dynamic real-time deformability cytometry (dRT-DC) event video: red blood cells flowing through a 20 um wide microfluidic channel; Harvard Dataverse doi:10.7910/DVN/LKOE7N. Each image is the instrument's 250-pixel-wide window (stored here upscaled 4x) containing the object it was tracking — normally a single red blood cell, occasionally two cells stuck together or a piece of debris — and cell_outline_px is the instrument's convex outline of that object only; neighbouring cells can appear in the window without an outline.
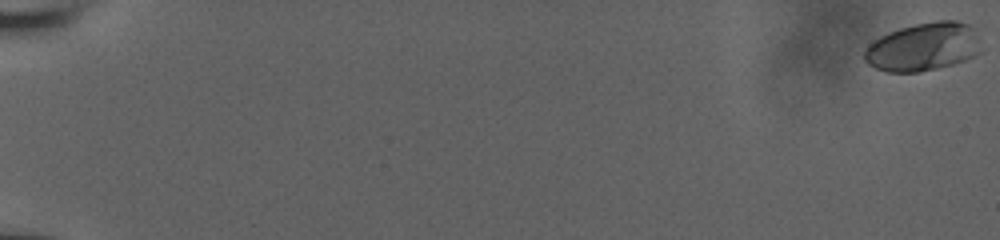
{"species": "human", "species_latin": "Homo sapiens", "temperature_condition": "room temperature", "stored_images_in_passage": 32, "camera_frame_rate_fps": 3000, "um_per_image_px": 0.085, "donor": {"sex": "male"}, "frame": {"image": 1, "passage_image": 1, "time_ms": 0.0, "image_size_px": [1000, 240], "cell_outline_px": [[980, 52], [964, 60], [952, 64], [936, 68], [916, 72], [888, 72], [876, 68], [868, 64], [864, 60], [864, 52], [868, 44], [880, 36], [888, 32], [900, 28], [916, 24], [936, 20], [956, 20], [968, 24], [972, 28], [976, 36]], "centroid_in_image_um": [78.42, 3.98], "position_along_channel_um": 6.6, "area_um2": 32.48}}
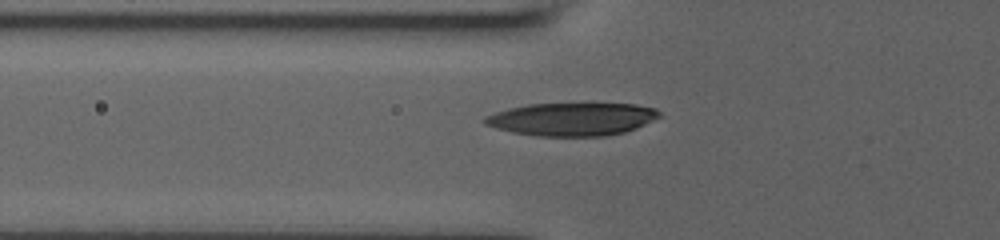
{"frame": {"image": 2, "passage_image": 28, "time_ms": 8.0, "image_size_px": [1000, 240], "cell_outline_px": [[664, 116], [636, 128], [624, 132], [604, 136], [536, 136], [512, 132], [496, 128], [484, 124], [480, 120], [484, 116], [508, 108], [528, 104], [636, 104], [656, 108]], "centroid_in_image_um": [48.62, 10.13], "position_along_channel_um": 77.2, "area_um2": 33.76}}
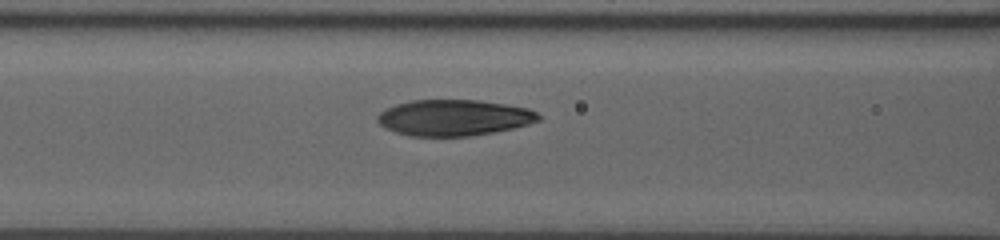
{"frame": {"image": 3, "passage_image": 32, "time_ms": 9.333, "image_size_px": [1000, 240], "cell_outline_px": [[540, 120], [528, 124], [512, 128], [472, 136], [408, 136], [384, 128], [376, 120], [376, 116], [380, 112], [396, 104], [412, 100], [480, 100], [528, 108], [536, 112], [540, 116]], "centroid_in_image_um": [38.55, 10.0], "position_along_channel_um": 128.0, "area_um2": 33.81}}